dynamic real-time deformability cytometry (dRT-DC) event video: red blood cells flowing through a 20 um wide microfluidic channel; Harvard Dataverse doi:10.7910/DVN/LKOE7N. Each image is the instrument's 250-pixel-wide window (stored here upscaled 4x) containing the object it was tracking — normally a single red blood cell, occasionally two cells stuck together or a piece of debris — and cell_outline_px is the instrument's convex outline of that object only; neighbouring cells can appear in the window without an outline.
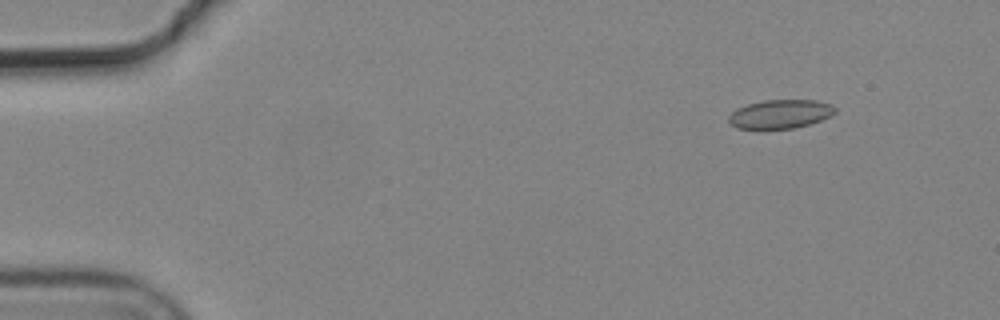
{"species": "common noctule bat (a hibernating species)", "species_latin": "Nyctalus noctula", "temperature_condition": "cold", "stored_images_in_passage": 4, "camera_frame_rate_fps": 3000, "um_per_image_px": 0.085, "animal": {"sex": "male", "body_mass_g": 19.2, "forearm_length_mm": 51.8}, "frame": {"image": 1, "passage_image": 1, "time_ms": 0.0, "image_size_px": [1000, 320], "cell_outline_px": [[836, 112], [832, 116], [808, 124], [792, 128], [736, 128], [728, 120], [728, 116], [736, 108], [748, 104], [764, 100], [816, 100], [832, 104], [836, 108]], "centroid_in_image_um": [66.35, 9.68], "position_along_channel_um": 18.7, "area_um2": 17.74}}
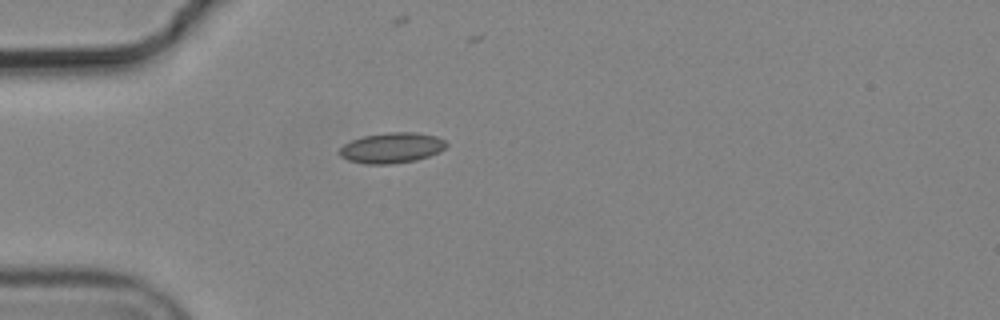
{"frame": {"image": 2, "passage_image": 4, "time_ms": 1.0, "image_size_px": [1000, 320], "cell_outline_px": [[448, 144], [440, 152], [416, 160], [392, 164], [364, 164], [348, 160], [340, 156], [340, 148], [344, 144], [352, 140], [364, 136], [388, 132], [416, 132], [436, 136], [444, 140]], "centroid_in_image_um": [33.3, 12.57], "position_along_channel_um": 51.7, "area_um2": 18.96}}